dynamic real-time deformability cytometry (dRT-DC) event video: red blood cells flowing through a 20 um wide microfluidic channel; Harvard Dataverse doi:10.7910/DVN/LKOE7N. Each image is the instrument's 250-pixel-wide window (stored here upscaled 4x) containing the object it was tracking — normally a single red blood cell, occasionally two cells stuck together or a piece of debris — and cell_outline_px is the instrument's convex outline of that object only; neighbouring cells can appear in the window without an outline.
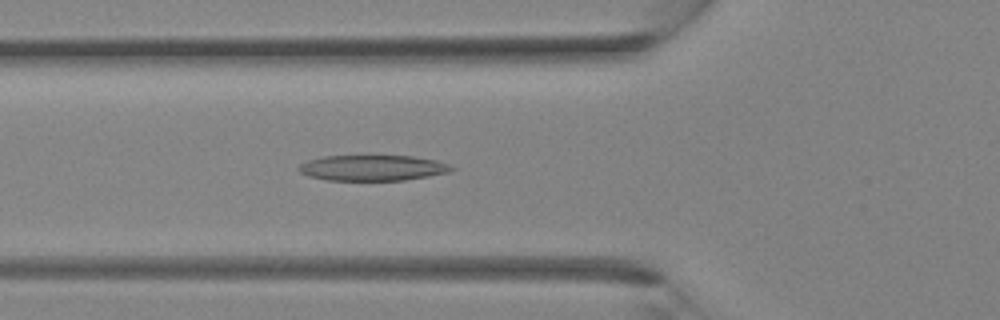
{"species": "Egyptian fruit bat (a non-hibernating species)", "species_latin": "Rousettus aegyptiacus", "temperature_condition": "room temperature", "stored_images_in_passage": 29, "camera_frame_rate_fps": 3000, "um_per_image_px": 0.085, "animal": {"sex": "female"}, "frame": {"image": 1, "passage_image": 6, "time_ms": 1.667, "image_size_px": [1000, 320], "cell_outline_px": [[456, 168], [448, 172], [428, 176], [404, 180], [328, 180], [308, 176], [300, 172], [296, 168], [300, 164], [308, 160], [324, 156], [412, 156], [436, 160], [448, 164]], "centroid_in_image_um": [31.65, 14.27], "position_along_channel_um": 94.2, "area_um2": 22.72}}
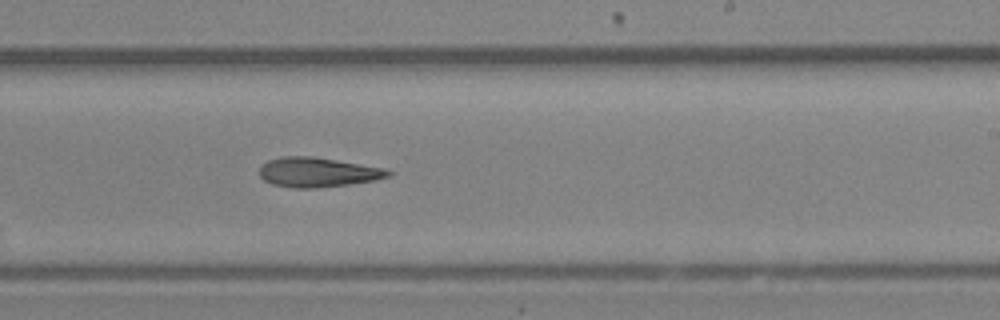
{"frame": {"image": 2, "passage_image": 15, "time_ms": 4.667, "image_size_px": [1000, 320], "cell_outline_px": [[392, 176], [376, 180], [348, 184], [316, 188], [292, 188], [272, 184], [264, 180], [260, 176], [260, 168], [268, 160], [280, 156], [312, 156], [384, 168], [392, 172]], "centroid_in_image_um": [27.0, 14.64], "position_along_channel_um": 262.0, "area_um2": 22.2}}
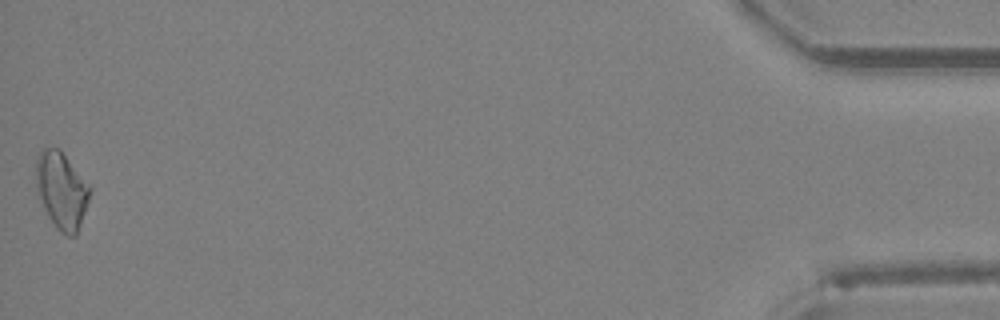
{"frame": {"image": 3, "passage_image": 29, "time_ms": 9.333, "image_size_px": [1000, 320], "cell_outline_px": [[92, 188], [76, 236], [68, 236], [60, 232], [56, 228], [48, 216], [36, 196], [36, 160], [40, 152], [44, 148], [60, 148]], "centroid_in_image_um": [5.21, 16.18], "position_along_channel_um": 430.0, "area_um2": 24.22}}